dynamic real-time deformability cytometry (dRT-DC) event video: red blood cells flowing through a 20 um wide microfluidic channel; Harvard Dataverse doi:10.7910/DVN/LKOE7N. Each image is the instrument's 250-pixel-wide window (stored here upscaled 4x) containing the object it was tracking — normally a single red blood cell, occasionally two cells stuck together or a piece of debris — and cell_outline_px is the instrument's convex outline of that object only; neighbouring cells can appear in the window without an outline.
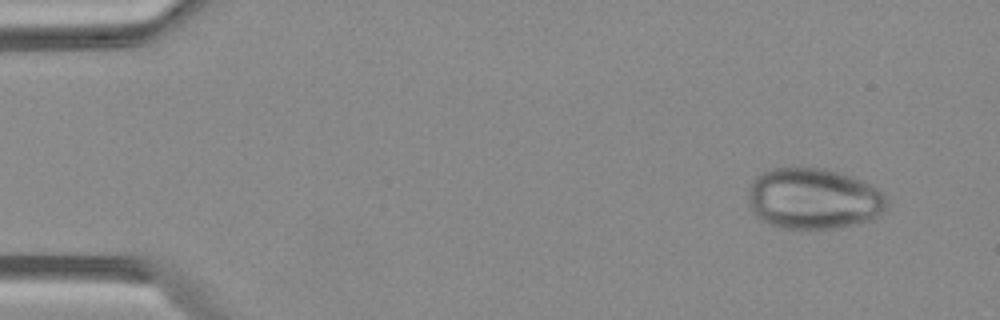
{"species": "Egyptian fruit bat (a non-hibernating species)", "species_latin": "Rousettus aegyptiacus", "temperature_condition": "warm", "stored_images_in_passage": 4, "camera_frame_rate_fps": 3000, "um_per_image_px": 0.085, "animal": {"sex": "female"}, "frame": {"image": 1, "passage_image": 1, "time_ms": 0.0, "image_size_px": [1000, 320], "cell_outline_px": [[884, 208], [880, 216], [872, 220], [860, 224], [840, 228], [780, 228], [756, 216], [752, 212], [748, 204], [748, 192], [752, 180], [756, 176], [772, 168], [824, 168], [860, 180], [884, 192]], "centroid_in_image_um": [69.12, 16.9], "position_along_channel_um": 15.9, "area_um2": 49.13}}